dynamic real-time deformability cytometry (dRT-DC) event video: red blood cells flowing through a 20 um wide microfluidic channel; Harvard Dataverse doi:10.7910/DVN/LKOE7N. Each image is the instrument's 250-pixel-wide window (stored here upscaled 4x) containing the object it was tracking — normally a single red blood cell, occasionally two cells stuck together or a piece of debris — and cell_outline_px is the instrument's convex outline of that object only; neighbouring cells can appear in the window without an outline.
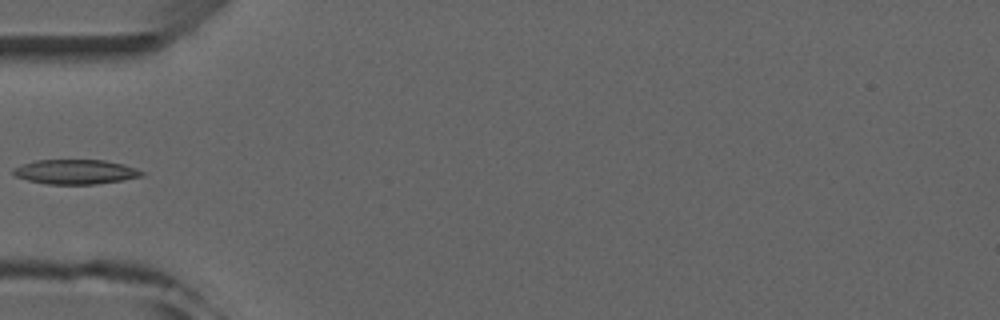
{"species": "common noctule bat (a hibernating species)", "species_latin": "Nyctalus noctula", "temperature_condition": "room temperature", "stored_images_in_passage": 5, "camera_frame_rate_fps": 3000, "um_per_image_px": 0.085, "animal": {"sex": "male", "forearm_length_mm": 52.5}, "frame": {"image": 1, "passage_image": 4, "time_ms": 4.333, "image_size_px": [1000, 320], "cell_outline_px": [[144, 176], [124, 180], [96, 184], [48, 184], [28, 180], [16, 176], [12, 172], [12, 168], [36, 160], [104, 160], [124, 164], [136, 168], [144, 172]], "centroid_in_image_um": [6.45, 14.6], "position_along_channel_um": 78.5, "area_um2": 18.44}}
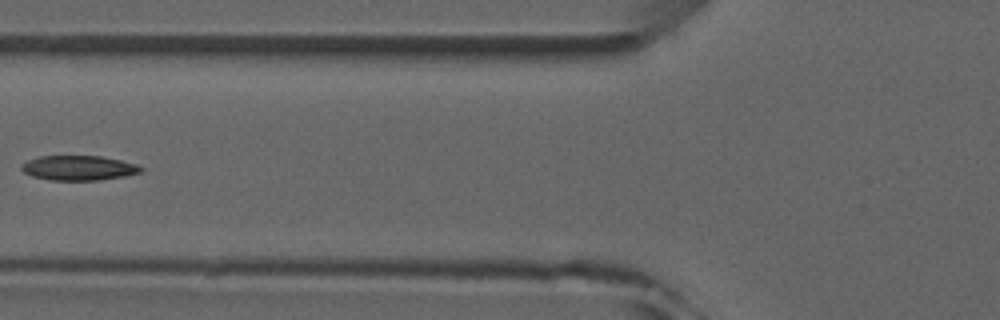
{"frame": {"image": 2, "passage_image": 5, "time_ms": 5.333, "image_size_px": [1000, 320], "cell_outline_px": [[144, 168], [140, 172], [124, 176], [100, 180], [48, 180], [32, 176], [24, 172], [20, 168], [20, 164], [28, 160], [40, 156], [100, 156], [120, 160], [136, 164]], "centroid_in_image_um": [6.65, 14.27], "position_along_channel_um": 119.1, "area_um2": 17.22}}